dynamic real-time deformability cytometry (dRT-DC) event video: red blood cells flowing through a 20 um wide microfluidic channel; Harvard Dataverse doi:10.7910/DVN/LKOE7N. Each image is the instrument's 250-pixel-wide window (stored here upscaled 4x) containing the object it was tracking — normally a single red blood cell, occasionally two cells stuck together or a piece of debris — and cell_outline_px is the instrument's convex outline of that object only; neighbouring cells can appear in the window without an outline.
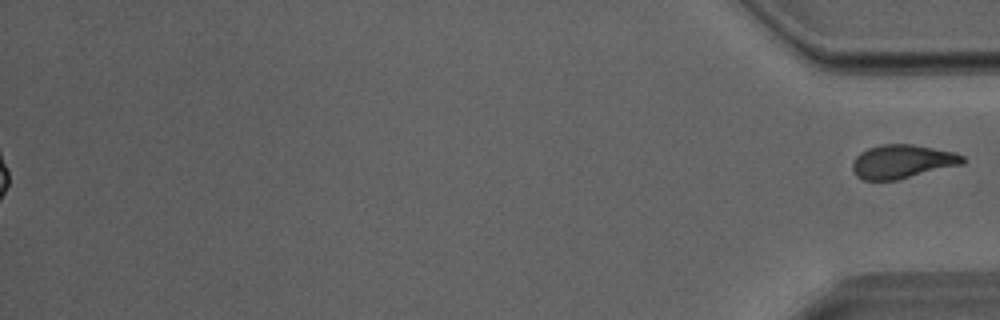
{"species": "Egyptian fruit bat (a non-hibernating species)", "species_latin": "Rousettus aegyptiacus", "temperature_condition": "room temperature", "stored_images_in_passage": 30, "segment_of_instrument_passage": [2, 2], "camera_frame_rate_fps": 3000, "um_per_image_px": 0.085, "animal": {"sex": "male"}, "frame": {"image": 1, "passage_image": 30, "time_ms": 9.667, "image_size_px": [1000, 320], "cell_outline_px": [[964, 164], [896, 180], [864, 180], [856, 176], [852, 172], [852, 164], [856, 156], [860, 152], [868, 148], [884, 144], [912, 144], [956, 152], [964, 156]], "centroid_in_image_um": [76.69, 13.73], "position_along_channel_um": 358.5, "area_um2": 21.73}}